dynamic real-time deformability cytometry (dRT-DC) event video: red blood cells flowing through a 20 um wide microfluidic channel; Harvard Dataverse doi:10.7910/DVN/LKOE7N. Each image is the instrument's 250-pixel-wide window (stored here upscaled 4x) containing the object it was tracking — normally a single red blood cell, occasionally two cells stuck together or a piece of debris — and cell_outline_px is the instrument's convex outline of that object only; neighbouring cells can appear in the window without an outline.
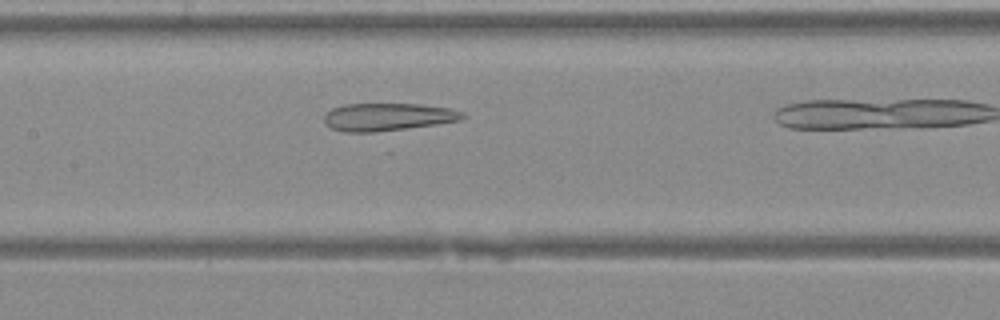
{"species": "Egyptian fruit bat (a non-hibernating species)", "species_latin": "Rousettus aegyptiacus", "temperature_condition": "warm", "stored_images_in_passage": 23, "camera_frame_rate_fps": 3000, "um_per_image_px": 0.085, "animal": {"sex": "female"}, "frame": {"image": 1, "passage_image": 10, "time_ms": 3.0, "image_size_px": [1000, 320], "cell_outline_px": [[468, 116], [460, 120], [436, 124], [372, 132], [344, 132], [332, 128], [324, 124], [324, 116], [332, 108], [344, 104], [420, 104], [448, 108], [464, 112]], "centroid_in_image_um": [32.95, 9.93], "position_along_channel_um": 174.4, "area_um2": 22.2}}
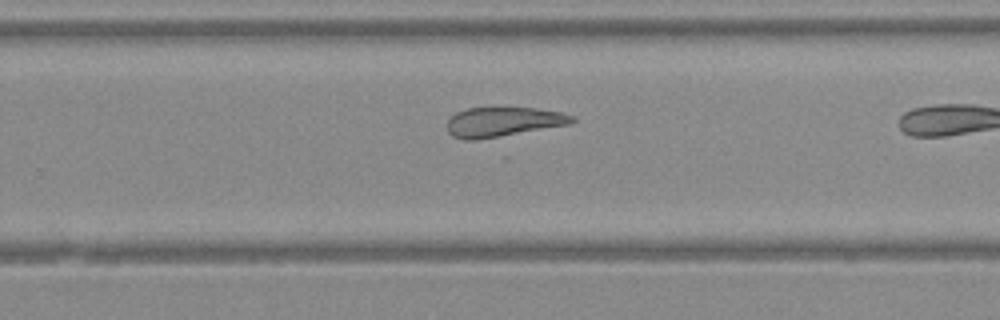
{"frame": {"image": 2, "passage_image": 17, "time_ms": 5.333, "image_size_px": [1000, 320], "cell_outline_px": [[576, 120], [572, 124], [476, 140], [464, 140], [452, 136], [448, 132], [448, 120], [456, 112], [468, 108], [536, 108], [560, 112], [576, 116]], "centroid_in_image_um": [42.79, 10.36], "position_along_channel_um": 287.0, "area_um2": 21.5}}
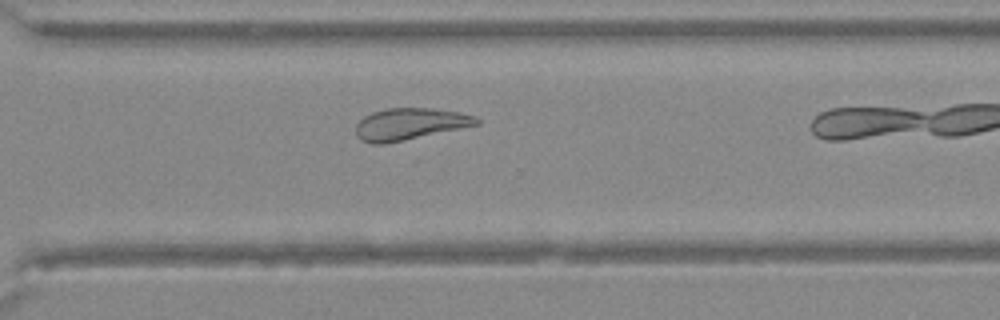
{"frame": {"image": 3, "passage_image": 20, "time_ms": 6.333, "image_size_px": [1000, 320], "cell_outline_px": [[480, 124], [384, 144], [372, 144], [360, 140], [356, 136], [356, 124], [364, 116], [372, 112], [388, 108], [432, 108], [460, 112], [476, 116], [480, 120]], "centroid_in_image_um": [34.82, 10.53], "position_along_channel_um": 335.8, "area_um2": 22.31}}